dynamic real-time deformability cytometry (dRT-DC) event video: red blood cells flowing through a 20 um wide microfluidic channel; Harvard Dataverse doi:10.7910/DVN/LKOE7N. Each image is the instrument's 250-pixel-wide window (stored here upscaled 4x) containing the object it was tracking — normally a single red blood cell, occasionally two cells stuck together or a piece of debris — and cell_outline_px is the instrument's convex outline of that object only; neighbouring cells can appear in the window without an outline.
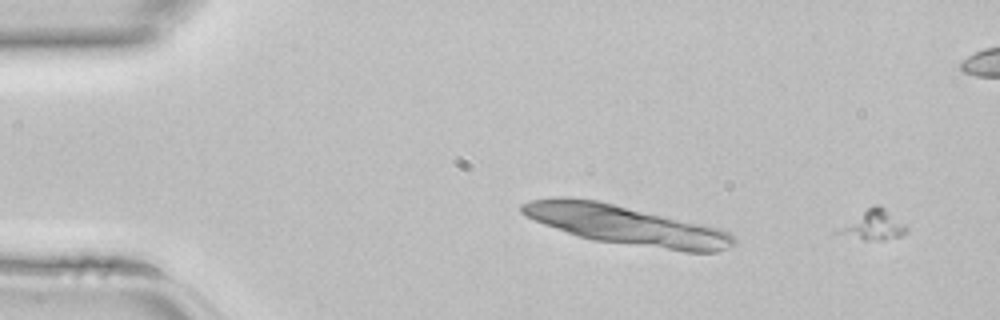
{"species": "common noctule bat (a hibernating species)", "species_latin": "Nyctalus noctula", "temperature_condition": "room temperature", "stored_images_in_passage": 41, "camera_frame_rate_fps": 3000, "um_per_image_px": 0.085, "animal": {"sex": "female", "body_mass_g": 22.7, "forearm_length_mm": 54.2}, "frame": {"image": 1, "passage_image": 2, "time_ms": 0.333, "image_size_px": [1000, 320], "cell_outline_px": [[908, 232], [900, 236], [884, 240], [864, 240], [836, 232], [872, 204], [880, 204], [904, 224], [908, 228]], "centroid_in_image_um": [74.34, 19.13], "position_along_channel_um": 10.7, "area_um2": 11.33}}
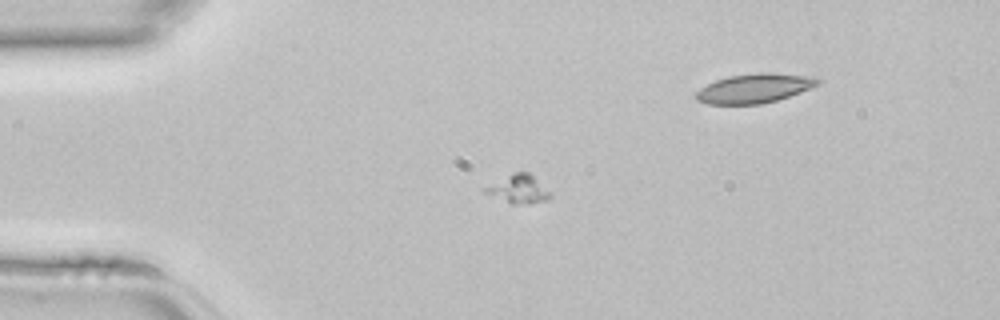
{"frame": {"image": 2, "passage_image": 11, "time_ms": 3.333, "image_size_px": [1000, 320], "cell_outline_px": [[552, 196], [544, 200], [516, 204], [512, 204], [480, 192], [484, 188], [512, 172], [528, 172], [552, 192]], "centroid_in_image_um": [44.04, 16.06], "position_along_channel_um": 41.0, "area_um2": 10.64}}